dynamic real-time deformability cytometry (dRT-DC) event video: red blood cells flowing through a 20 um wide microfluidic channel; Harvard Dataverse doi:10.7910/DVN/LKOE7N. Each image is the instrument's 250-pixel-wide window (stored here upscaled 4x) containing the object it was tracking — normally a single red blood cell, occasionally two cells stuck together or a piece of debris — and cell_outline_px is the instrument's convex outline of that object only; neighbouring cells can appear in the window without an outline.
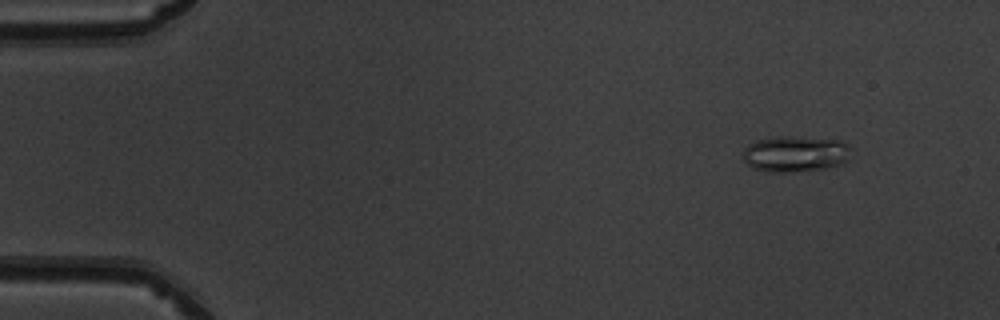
{"species": "common noctule bat (a hibernating species)", "species_latin": "Nyctalus noctula", "temperature_condition": "warm", "stored_images_in_passage": 46, "camera_frame_rate_fps": 3000, "um_per_image_px": 0.085, "animal": {"sex": "male", "body_mass_g": 19.5, "forearm_length_mm": 54.6}, "frame": {"image": 1, "passage_image": 1, "time_ms": 0.0, "image_size_px": [1000, 320], "cell_outline_px": [[856, 148], [848, 160], [840, 164], [828, 168], [788, 172], [768, 172], [752, 168], [744, 160], [744, 148], [748, 144], [756, 140], [780, 136], [788, 136], [840, 140]], "centroid_in_image_um": [67.67, 13.07], "position_along_channel_um": 17.3, "area_um2": 23.06}}
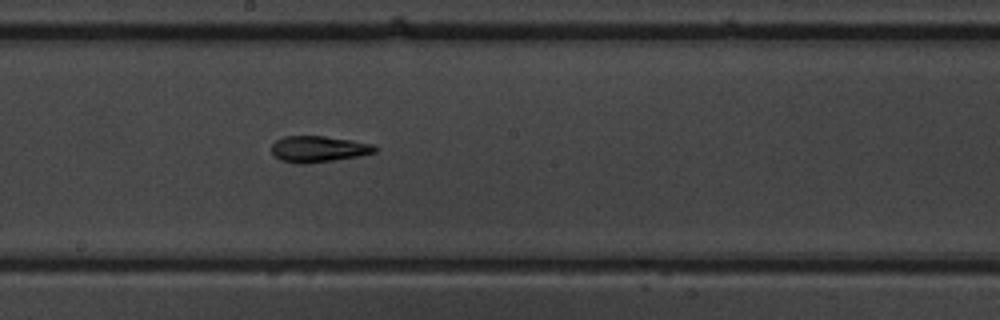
{"frame": {"image": 2, "passage_image": 24, "time_ms": 7.667, "image_size_px": [1000, 320], "cell_outline_px": [[380, 148], [376, 152], [360, 156], [304, 164], [300, 164], [280, 160], [272, 152], [272, 144], [276, 140], [284, 136], [324, 136], [352, 140], [372, 144]], "centroid_in_image_um": [27.1, 12.66], "position_along_channel_um": 221.1, "area_um2": 15.78}}
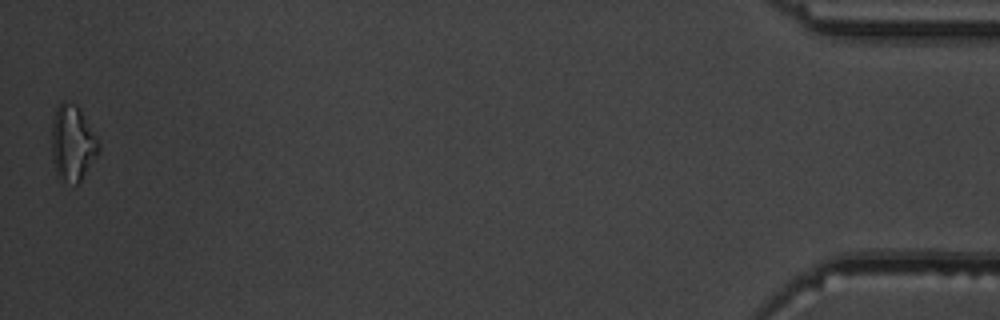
{"frame": {"image": 3, "passage_image": 46, "time_ms": 15.0, "image_size_px": [1000, 320], "cell_outline_px": [[100, 152], [80, 180], [76, 184], [56, 176], [52, 160], [52, 120], [56, 108], [64, 100], [76, 104], [80, 108], [96, 136], [100, 148]], "centroid_in_image_um": [6.16, 12.13], "position_along_channel_um": 429.0, "area_um2": 20.69}, "authors_computed_cell_mechanics": {"area_um2": 16.1551, "velocity_mm_per_s": 4.0596, "shape_relaxation_time_tau1_ms": 4.9584, "shape_relaxation_time_tau2_ms": 7.3688, "deformation_change_tau1": 0.1847, "deformation_change_tau2": 0.181}}